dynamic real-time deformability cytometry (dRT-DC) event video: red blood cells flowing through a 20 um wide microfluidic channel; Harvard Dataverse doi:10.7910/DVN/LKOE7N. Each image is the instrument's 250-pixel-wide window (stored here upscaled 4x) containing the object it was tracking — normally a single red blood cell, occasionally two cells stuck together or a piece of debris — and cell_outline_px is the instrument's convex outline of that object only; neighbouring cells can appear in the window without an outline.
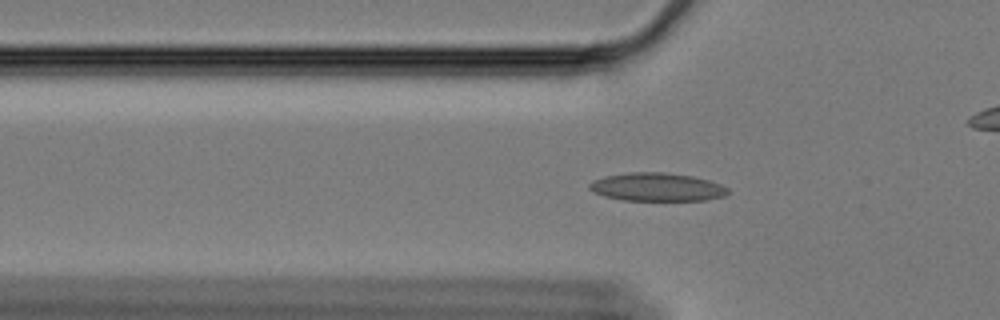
{"species": "Egyptian fruit bat (a non-hibernating species)", "species_latin": "Rousettus aegyptiacus", "temperature_condition": "cold", "stored_images_in_passage": 58, "camera_frame_rate_fps": 3000, "um_per_image_px": 0.085, "animal": {"sex": "female"}, "frame": {"image": 1, "passage_image": 17, "time_ms": 5.333, "image_size_px": [1000, 320], "cell_outline_px": [[728, 192], [724, 196], [704, 200], [624, 200], [604, 196], [592, 192], [588, 188], [588, 184], [592, 180], [604, 176], [628, 172], [664, 172], [692, 176], [708, 180], [720, 184], [728, 188]], "centroid_in_image_um": [55.78, 15.89], "position_along_channel_um": 70.0, "area_um2": 22.83}}
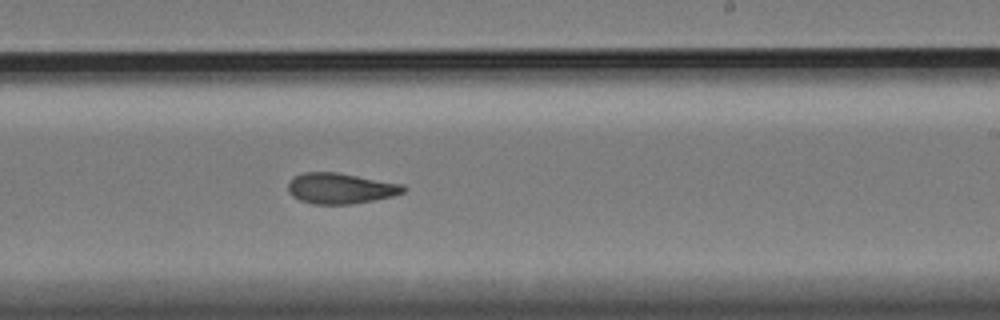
{"frame": {"image": 2, "passage_image": 34, "time_ms": 11.0, "image_size_px": [1000, 320], "cell_outline_px": [[408, 188], [404, 192], [392, 196], [352, 204], [312, 204], [300, 200], [292, 196], [288, 192], [288, 180], [292, 176], [304, 172], [336, 172], [400, 184]], "centroid_in_image_um": [28.87, 16.01], "position_along_channel_um": 260.1, "area_um2": 20.58}}
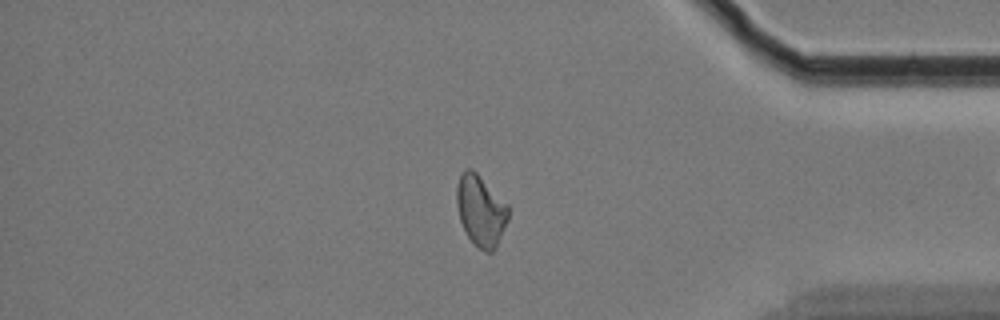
{"frame": {"image": 3, "passage_image": 48, "time_ms": 15.667, "image_size_px": [1000, 320], "cell_outline_px": [[508, 220], [496, 248], [492, 252], [484, 252], [472, 244], [460, 220], [456, 204], [456, 188], [460, 172], [464, 168], [472, 168], [508, 204]], "centroid_in_image_um": [40.85, 17.9], "position_along_channel_um": 394.3, "area_um2": 21.62}, "authors_computed_cell_mechanics": {"area_um2": 21.0392, "velocity_mm_per_s": 3.3564, "shape_relaxation_time_tau1_ms": null, "shape_relaxation_time_tau2_ms": 2.9278, "deformation_change_tau1": null, "deformation_change_tau2": 0.0825}}